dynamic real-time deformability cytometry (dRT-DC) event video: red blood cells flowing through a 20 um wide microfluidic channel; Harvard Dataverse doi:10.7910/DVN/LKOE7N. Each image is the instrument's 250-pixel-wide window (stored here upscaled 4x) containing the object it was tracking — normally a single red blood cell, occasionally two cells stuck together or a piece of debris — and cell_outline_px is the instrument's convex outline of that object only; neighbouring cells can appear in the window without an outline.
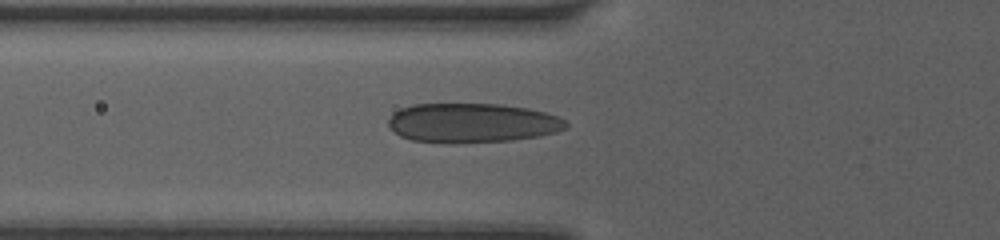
{"species": "human", "species_latin": "Homo sapiens", "temperature_condition": "room temperature", "stored_images_in_passage": 17, "camera_frame_rate_fps": 3000, "um_per_image_px": 0.085, "donor": {"sex": "female"}, "frame": {"image": 1, "passage_image": 6, "time_ms": 2.0, "image_size_px": [1000, 240], "cell_outline_px": [[568, 128], [556, 132], [540, 136], [512, 140], [456, 144], [448, 144], [412, 140], [400, 136], [388, 128], [388, 120], [392, 112], [400, 108], [412, 104], [500, 104], [528, 108], [544, 112], [556, 116], [564, 120], [568, 124]], "centroid_in_image_um": [40.09, 10.46], "position_along_channel_um": 85.7, "area_um2": 41.38}}
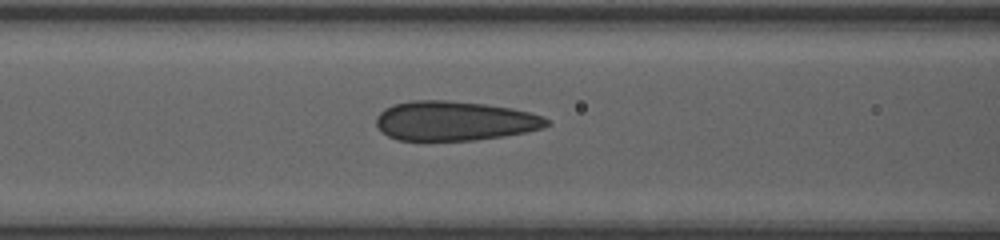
{"frame": {"image": 2, "passage_image": 10, "time_ms": 3.0, "image_size_px": [1000, 240], "cell_outline_px": [[548, 124], [544, 128], [504, 136], [476, 140], [400, 140], [388, 136], [376, 124], [376, 116], [384, 108], [396, 104], [412, 100], [448, 100], [484, 104], [512, 108], [544, 116], [548, 120]], "centroid_in_image_um": [38.64, 10.27], "position_along_channel_um": 128.0, "area_um2": 39.07}}
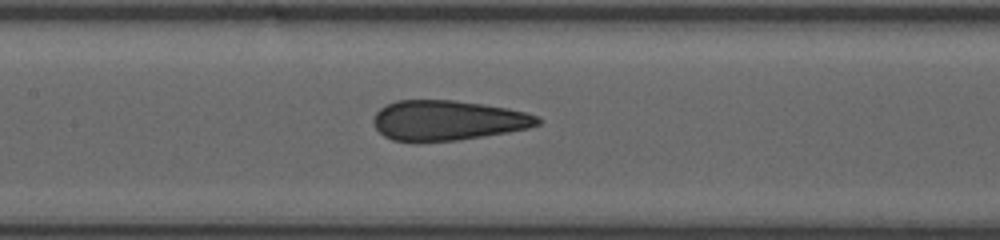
{"frame": {"image": 3, "passage_image": 15, "time_ms": 4.0, "image_size_px": [1000, 240], "cell_outline_px": [[540, 124], [528, 128], [508, 132], [484, 136], [456, 140], [392, 140], [384, 136], [376, 128], [372, 120], [376, 112], [384, 104], [396, 100], [452, 100], [484, 104], [508, 108], [524, 112], [536, 116], [540, 120]], "centroid_in_image_um": [38.04, 10.21], "position_along_channel_um": 169.4, "area_um2": 37.92}}